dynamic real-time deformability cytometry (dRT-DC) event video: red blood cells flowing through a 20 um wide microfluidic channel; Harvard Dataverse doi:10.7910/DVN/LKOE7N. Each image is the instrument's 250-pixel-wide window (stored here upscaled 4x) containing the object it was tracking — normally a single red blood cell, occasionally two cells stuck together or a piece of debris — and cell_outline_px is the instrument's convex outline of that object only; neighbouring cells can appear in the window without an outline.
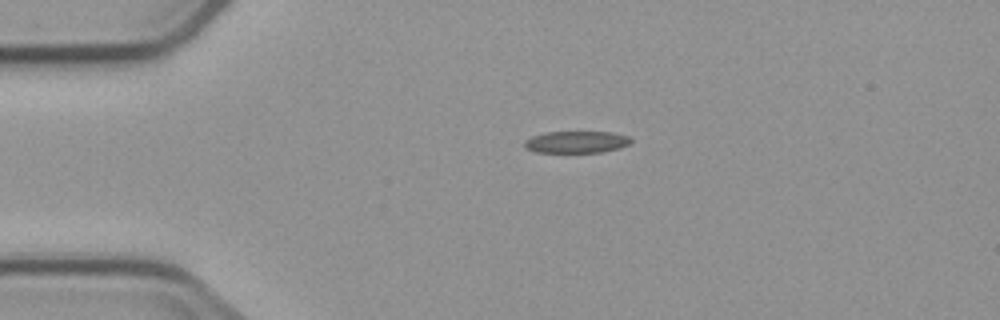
{"species": "common noctule bat (a hibernating species)", "species_latin": "Nyctalus noctula", "temperature_condition": "cold", "stored_images_in_passage": 1, "camera_frame_rate_fps": 3000, "um_per_image_px": 0.085, "animal": {"sex": "male", "body_mass_g": 23.1, "forearm_length_mm": 52.7}, "frame": {"image": 1, "passage_image": 1, "time_ms": 0.0, "image_size_px": [1000, 320], "cell_outline_px": [[632, 140], [628, 144], [620, 148], [600, 152], [536, 152], [524, 148], [524, 140], [532, 136], [544, 132], [612, 132], [628, 136]], "centroid_in_image_um": [48.96, 12.07], "position_along_channel_um": 36.0, "area_um2": 13.58}}